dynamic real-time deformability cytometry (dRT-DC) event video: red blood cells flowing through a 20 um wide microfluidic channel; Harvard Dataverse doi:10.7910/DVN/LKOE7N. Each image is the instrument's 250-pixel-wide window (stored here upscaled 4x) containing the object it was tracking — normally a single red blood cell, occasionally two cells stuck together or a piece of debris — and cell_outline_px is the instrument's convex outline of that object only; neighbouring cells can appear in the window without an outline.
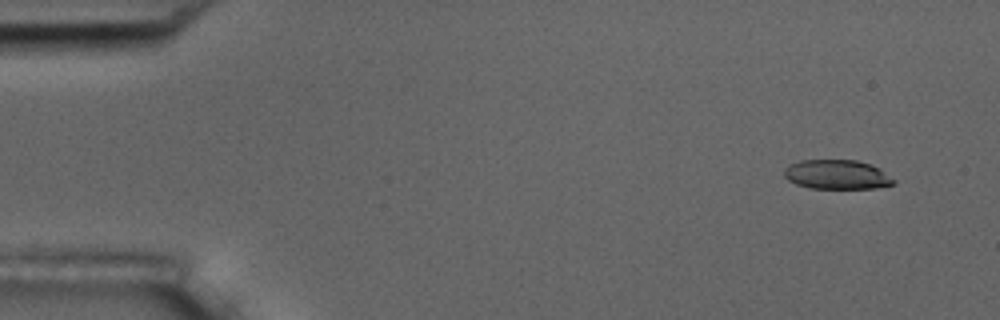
{"species": "common noctule bat (a hibernating species)", "species_latin": "Nyctalus noctula", "temperature_condition": "room temperature", "stored_images_in_passage": 5, "camera_frame_rate_fps": 3000, "um_per_image_px": 0.085, "animal": {"sex": "male", "body_mass_g": 17.5, "forearm_length_mm": 52.3}, "frame": {"image": 1, "passage_image": 1, "time_ms": 0.0, "image_size_px": [1000, 320], "cell_outline_px": [[896, 184], [876, 188], [808, 188], [796, 184], [788, 180], [784, 176], [784, 168], [788, 164], [800, 160], [856, 160], [872, 164], [880, 168], [896, 180]], "centroid_in_image_um": [71.15, 14.83], "position_along_channel_um": 13.8, "area_um2": 19.02}}
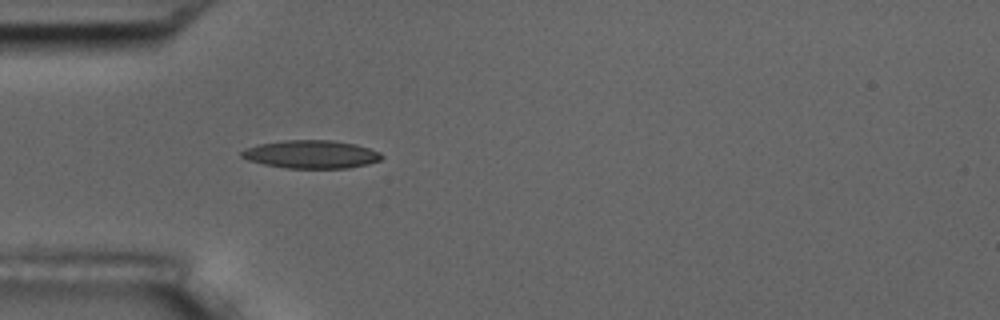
{"frame": {"image": 2, "passage_image": 5, "time_ms": 1.333, "image_size_px": [1000, 320], "cell_outline_px": [[384, 156], [380, 160], [368, 164], [348, 168], [288, 168], [264, 164], [248, 160], [240, 156], [240, 152], [244, 148], [260, 144], [284, 140], [332, 140], [356, 144], [380, 152]], "centroid_in_image_um": [26.45, 13.11], "position_along_channel_um": 58.5, "area_um2": 22.95}}